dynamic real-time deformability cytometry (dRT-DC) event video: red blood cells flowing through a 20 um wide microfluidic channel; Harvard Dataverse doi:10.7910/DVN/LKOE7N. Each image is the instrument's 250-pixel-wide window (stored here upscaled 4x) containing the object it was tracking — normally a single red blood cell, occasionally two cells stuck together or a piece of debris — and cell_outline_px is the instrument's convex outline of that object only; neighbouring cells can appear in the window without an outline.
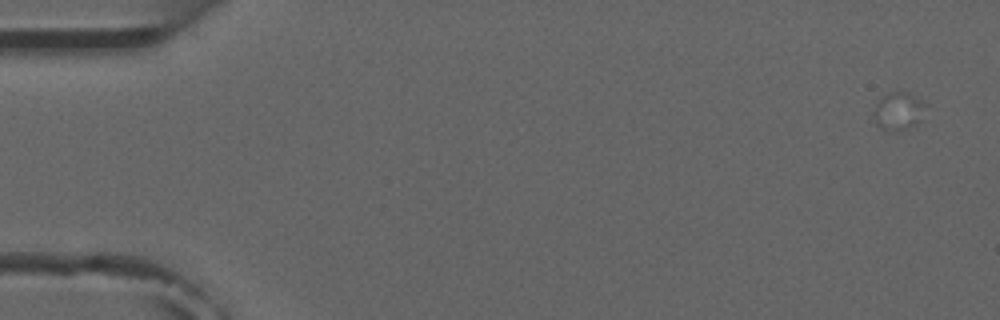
{"species": "common noctule bat (a hibernating species)", "species_latin": "Nyctalus noctula", "temperature_condition": "room temperature", "stored_images_in_passage": 2, "camera_frame_rate_fps": 3000, "um_per_image_px": 0.085, "animal": {"sex": "male", "forearm_length_mm": 52.5}, "frame": {"image": 1, "passage_image": 1, "time_ms": 0.0, "image_size_px": [1000, 320], "cell_outline_px": [[928, 104], [920, 120], [904, 128], [892, 132], [884, 132], [876, 124], [872, 116], [872, 112], [876, 104], [884, 96], [892, 92], [908, 92]], "centroid_in_image_um": [76.34, 9.46], "position_along_channel_um": 8.7, "area_um2": 11.44}}